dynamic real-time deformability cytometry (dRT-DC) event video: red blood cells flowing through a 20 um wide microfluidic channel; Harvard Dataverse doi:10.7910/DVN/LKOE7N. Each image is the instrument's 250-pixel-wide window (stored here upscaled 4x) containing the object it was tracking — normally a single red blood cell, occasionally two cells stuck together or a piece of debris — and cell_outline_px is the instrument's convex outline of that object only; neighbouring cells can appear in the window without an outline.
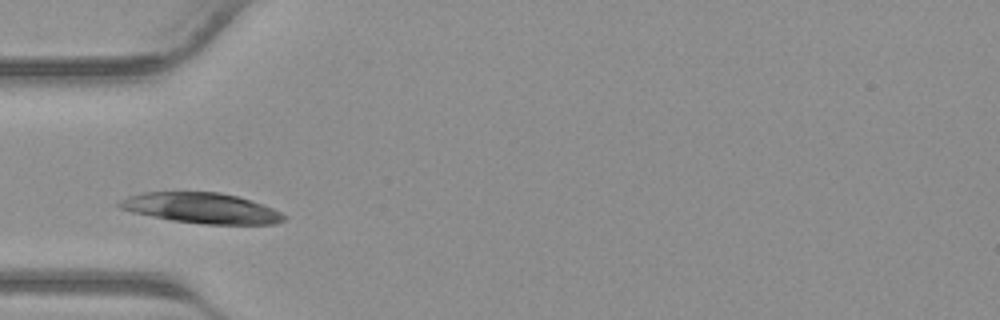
{"species": "common noctule bat (a hibernating species)", "species_latin": "Nyctalus noctula", "temperature_condition": "warm", "stored_images_in_passage": 9, "camera_frame_rate_fps": 3000, "um_per_image_px": 0.085, "animal": {"sex": "male", "body_mass_g": 23.1, "forearm_length_mm": 52.7}, "frame": {"image": 1, "passage_image": 3, "time_ms": 0.667, "image_size_px": [1000, 320], "cell_outline_px": [[288, 216], [284, 220], [272, 224], [204, 224], [172, 220], [132, 212], [120, 208], [116, 204], [120, 200], [128, 196], [140, 192], [220, 192], [236, 196], [264, 204]], "centroid_in_image_um": [17.11, 17.68], "position_along_channel_um": 67.9, "area_um2": 29.13}}